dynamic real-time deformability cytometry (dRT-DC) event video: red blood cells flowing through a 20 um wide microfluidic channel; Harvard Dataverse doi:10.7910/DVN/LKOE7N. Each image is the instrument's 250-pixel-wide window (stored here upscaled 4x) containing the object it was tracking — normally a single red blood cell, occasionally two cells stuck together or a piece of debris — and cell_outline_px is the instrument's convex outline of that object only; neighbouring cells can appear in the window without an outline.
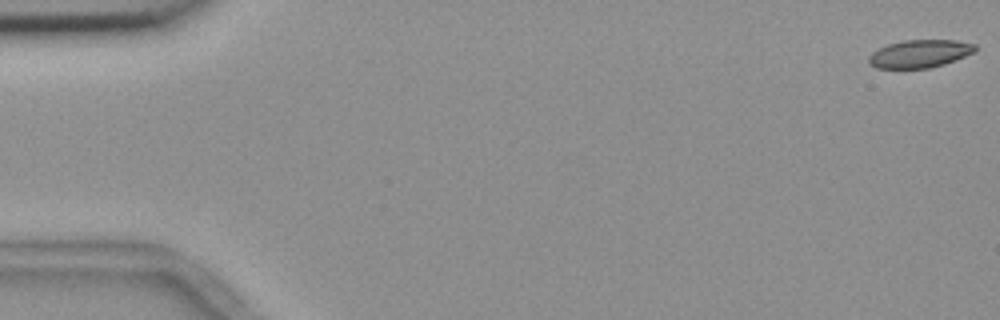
{"species": "common noctule bat (a hibernating species)", "species_latin": "Nyctalus noctula", "temperature_condition": "room temperature", "stored_images_in_passage": 56, "camera_frame_rate_fps": 3000, "um_per_image_px": 0.085, "animal": {"sex": "female", "body_mass_g": 18.4}, "frame": {"image": 1, "passage_image": 1, "time_ms": 0.0, "image_size_px": [1000, 320], "cell_outline_px": [[976, 52], [944, 64], [928, 68], [876, 68], [868, 64], [868, 56], [872, 52], [888, 44], [904, 40], [956, 40], [976, 44]], "centroid_in_image_um": [78.18, 4.56], "position_along_channel_um": 6.8, "area_um2": 17.34}}
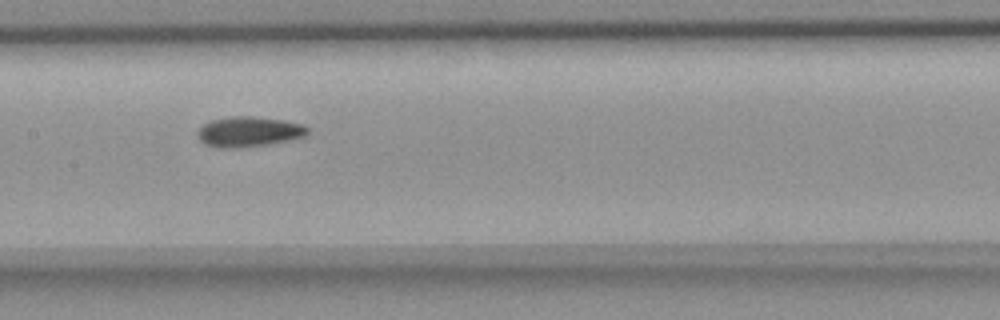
{"frame": {"image": 2, "passage_image": 28, "time_ms": 9.0, "image_size_px": [1000, 320], "cell_outline_px": [[308, 132], [304, 136], [292, 140], [268, 144], [236, 148], [220, 148], [204, 144], [196, 136], [200, 128], [204, 124], [212, 120], [232, 116], [252, 116], [284, 120], [304, 124], [308, 128]], "centroid_in_image_um": [21.16, 11.2], "position_along_channel_um": 186.2, "area_um2": 19.42}}
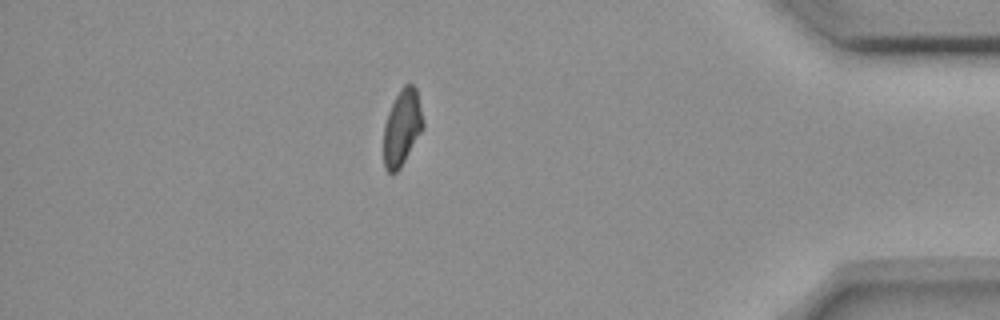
{"frame": {"image": 3, "passage_image": 49, "time_ms": 16.0, "image_size_px": [1000, 320], "cell_outline_px": [[424, 128], [400, 168], [396, 172], [388, 172], [384, 168], [384, 124], [388, 112], [400, 88], [404, 84], [412, 84], [416, 88], [424, 120]], "centroid_in_image_um": [34.18, 10.83], "position_along_channel_um": 401.0, "area_um2": 17.51}, "authors_computed_cell_mechanics": {"area_um2": 18.5538, "velocity_mm_per_s": 3.6418, "shape_relaxation_time_tau1_ms": 6.2058, "shape_relaxation_time_tau2_ms": 5.0547, "deformation_change_tau1": 0.1371, "deformation_change_tau2": 0.0982}}